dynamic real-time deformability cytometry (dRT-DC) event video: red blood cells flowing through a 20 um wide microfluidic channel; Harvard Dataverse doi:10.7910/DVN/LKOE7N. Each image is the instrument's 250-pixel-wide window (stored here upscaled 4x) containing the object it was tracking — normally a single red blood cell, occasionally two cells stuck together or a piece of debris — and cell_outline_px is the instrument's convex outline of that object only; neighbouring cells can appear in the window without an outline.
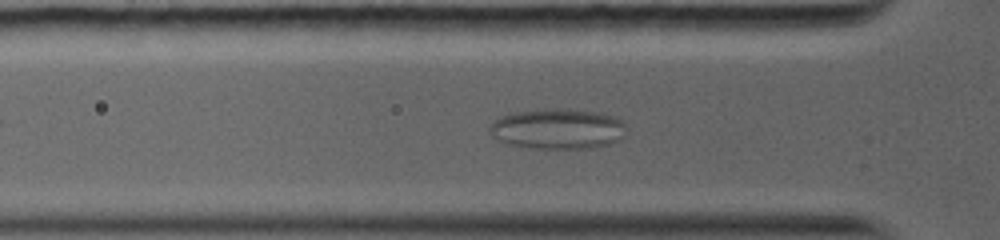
{"species": "common noctule bat (a hibernating species)", "species_latin": "Nyctalus noctula", "temperature_condition": "warm", "stored_images_in_passage": 9, "camera_frame_rate_fps": 5000, "um_per_image_px": 0.085, "animal": {"sex": "female", "body_mass_g": 19.0, "forearm_length_mm": 56.7}, "frame": {"image": 1, "passage_image": 6, "time_ms": 4.0, "image_size_px": [1000, 240], "cell_outline_px": [[628, 128], [620, 140], [608, 144], [592, 148], [528, 148], [508, 144], [492, 136], [488, 132], [488, 128], [496, 120], [508, 112], [544, 108], [560, 108], [600, 112], [616, 116]], "centroid_in_image_um": [47.41, 10.93], "position_along_channel_um": 78.4, "area_um2": 32.66}}
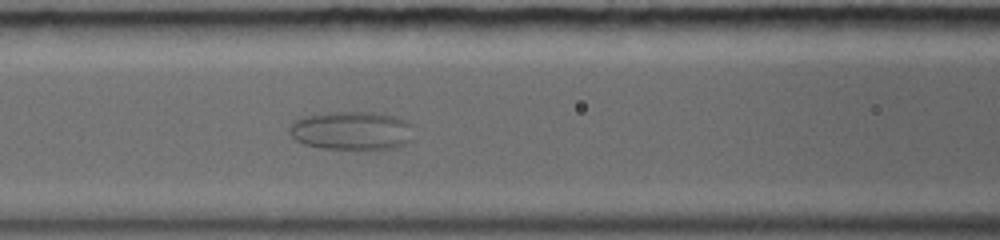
{"frame": {"image": 2, "passage_image": 8, "time_ms": 5.6, "image_size_px": [1000, 240], "cell_outline_px": [[416, 124], [412, 140], [396, 148], [320, 148], [304, 144], [296, 140], [288, 132], [288, 128], [300, 116], [332, 112], [372, 112], [392, 116], [408, 120]], "centroid_in_image_um": [29.94, 11.09], "position_along_channel_um": 136.7, "area_um2": 28.21}}